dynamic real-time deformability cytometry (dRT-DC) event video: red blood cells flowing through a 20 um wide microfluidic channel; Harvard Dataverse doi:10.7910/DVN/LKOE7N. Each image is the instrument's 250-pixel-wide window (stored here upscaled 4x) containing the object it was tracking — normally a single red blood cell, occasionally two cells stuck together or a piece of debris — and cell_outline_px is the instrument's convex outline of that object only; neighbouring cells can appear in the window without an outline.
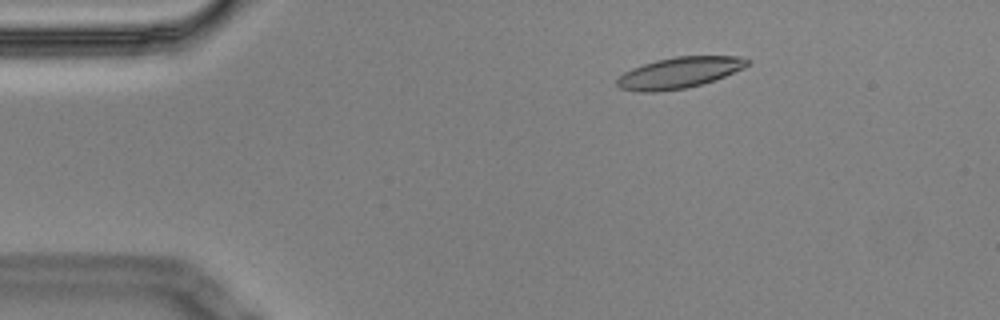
{"species": "Egyptian fruit bat (a non-hibernating species)", "species_latin": "Rousettus aegyptiacus", "temperature_condition": "cold", "stored_images_in_passage": 6, "camera_frame_rate_fps": 3000, "um_per_image_px": 0.085, "animal": {"sex": "male"}, "frame": {"image": 1, "passage_image": 3, "time_ms": 0.667, "image_size_px": [1000, 320], "cell_outline_px": [[752, 60], [744, 68], [716, 80], [688, 88], [656, 92], [640, 92], [620, 88], [616, 84], [616, 80], [624, 72], [632, 68], [656, 60], [676, 56], [740, 56]], "centroid_in_image_um": [57.76, 6.18], "position_along_channel_um": 27.2, "area_um2": 23.76}}